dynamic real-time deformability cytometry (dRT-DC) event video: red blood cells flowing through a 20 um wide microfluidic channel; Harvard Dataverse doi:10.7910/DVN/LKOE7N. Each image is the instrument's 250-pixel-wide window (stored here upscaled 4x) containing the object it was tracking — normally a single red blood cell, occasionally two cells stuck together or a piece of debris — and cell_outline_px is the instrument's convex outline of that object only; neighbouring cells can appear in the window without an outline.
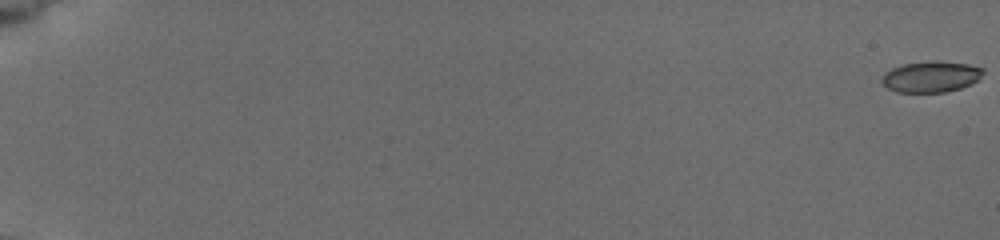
{"species": "common noctule bat (a hibernating species)", "species_latin": "Nyctalus noctula", "temperature_condition": "cold", "stored_images_in_passage": 9, "camera_frame_rate_fps": 3000, "um_per_image_px": 0.085, "animal": {"sex": "female", "body_mass_g": 19.5, "forearm_length_mm": 54.1}, "frame": {"image": 1, "passage_image": 1, "time_ms": 0.0, "image_size_px": [1000, 240], "cell_outline_px": [[984, 72], [972, 84], [960, 88], [944, 92], [896, 92], [888, 88], [880, 80], [892, 68], [904, 64], [968, 64], [984, 68]], "centroid_in_image_um": [79.14, 6.58], "position_along_channel_um": 5.9, "area_um2": 17.22}}
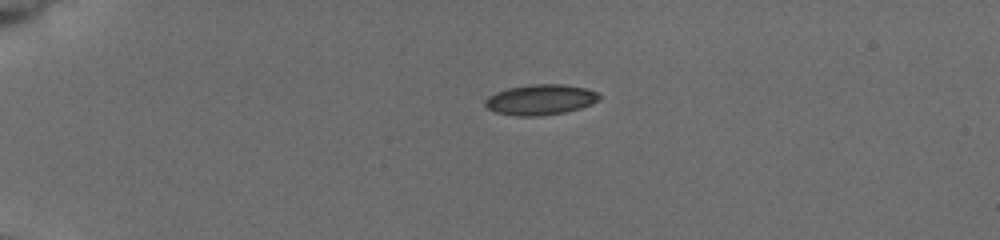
{"frame": {"image": 2, "passage_image": 7, "time_ms": 5.0, "image_size_px": [1000, 240], "cell_outline_px": [[600, 100], [592, 104], [580, 108], [564, 112], [536, 116], [520, 116], [496, 112], [488, 108], [484, 104], [484, 100], [488, 96], [496, 92], [508, 88], [532, 84], [564, 84], [588, 88], [596, 92], [600, 96]], "centroid_in_image_um": [45.96, 8.46], "position_along_channel_um": 39.0, "area_um2": 20.23}}